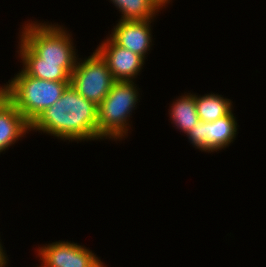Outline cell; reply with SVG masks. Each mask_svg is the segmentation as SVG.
Returning a JSON list of instances; mask_svg holds the SVG:
<instances>
[{"label": "cell", "instance_id": "obj_9", "mask_svg": "<svg viewBox=\"0 0 266 267\" xmlns=\"http://www.w3.org/2000/svg\"><path fill=\"white\" fill-rule=\"evenodd\" d=\"M152 20H119L109 37L117 45L140 55L145 60L152 42Z\"/></svg>", "mask_w": 266, "mask_h": 267}, {"label": "cell", "instance_id": "obj_8", "mask_svg": "<svg viewBox=\"0 0 266 267\" xmlns=\"http://www.w3.org/2000/svg\"><path fill=\"white\" fill-rule=\"evenodd\" d=\"M96 51L107 63L115 81H133L145 62L140 55L117 45L110 37Z\"/></svg>", "mask_w": 266, "mask_h": 267}, {"label": "cell", "instance_id": "obj_2", "mask_svg": "<svg viewBox=\"0 0 266 267\" xmlns=\"http://www.w3.org/2000/svg\"><path fill=\"white\" fill-rule=\"evenodd\" d=\"M8 100L31 124L59 100L70 81H49L27 75L22 69L8 81Z\"/></svg>", "mask_w": 266, "mask_h": 267}, {"label": "cell", "instance_id": "obj_11", "mask_svg": "<svg viewBox=\"0 0 266 267\" xmlns=\"http://www.w3.org/2000/svg\"><path fill=\"white\" fill-rule=\"evenodd\" d=\"M18 53L22 70L29 76L49 81H70V75L58 64L39 63V56L20 38Z\"/></svg>", "mask_w": 266, "mask_h": 267}, {"label": "cell", "instance_id": "obj_5", "mask_svg": "<svg viewBox=\"0 0 266 267\" xmlns=\"http://www.w3.org/2000/svg\"><path fill=\"white\" fill-rule=\"evenodd\" d=\"M114 82L107 63L96 50L87 59L77 61L70 75V85L96 105L108 95Z\"/></svg>", "mask_w": 266, "mask_h": 267}, {"label": "cell", "instance_id": "obj_16", "mask_svg": "<svg viewBox=\"0 0 266 267\" xmlns=\"http://www.w3.org/2000/svg\"><path fill=\"white\" fill-rule=\"evenodd\" d=\"M7 256L5 254V251L3 250V246L1 245L0 242V267H5L6 264H8L7 262Z\"/></svg>", "mask_w": 266, "mask_h": 267}, {"label": "cell", "instance_id": "obj_7", "mask_svg": "<svg viewBox=\"0 0 266 267\" xmlns=\"http://www.w3.org/2000/svg\"><path fill=\"white\" fill-rule=\"evenodd\" d=\"M38 250L41 267H92L99 260L91 250L68 241L46 244Z\"/></svg>", "mask_w": 266, "mask_h": 267}, {"label": "cell", "instance_id": "obj_10", "mask_svg": "<svg viewBox=\"0 0 266 267\" xmlns=\"http://www.w3.org/2000/svg\"><path fill=\"white\" fill-rule=\"evenodd\" d=\"M30 130V123L7 99L0 106V152L15 144Z\"/></svg>", "mask_w": 266, "mask_h": 267}, {"label": "cell", "instance_id": "obj_4", "mask_svg": "<svg viewBox=\"0 0 266 267\" xmlns=\"http://www.w3.org/2000/svg\"><path fill=\"white\" fill-rule=\"evenodd\" d=\"M134 84L133 81H115L98 105V136L101 139L121 140L128 134L127 121L139 100Z\"/></svg>", "mask_w": 266, "mask_h": 267}, {"label": "cell", "instance_id": "obj_13", "mask_svg": "<svg viewBox=\"0 0 266 267\" xmlns=\"http://www.w3.org/2000/svg\"><path fill=\"white\" fill-rule=\"evenodd\" d=\"M170 118L176 127L187 134L198 122L195 94L183 95L175 100L171 106Z\"/></svg>", "mask_w": 266, "mask_h": 267}, {"label": "cell", "instance_id": "obj_3", "mask_svg": "<svg viewBox=\"0 0 266 267\" xmlns=\"http://www.w3.org/2000/svg\"><path fill=\"white\" fill-rule=\"evenodd\" d=\"M32 23L23 26L21 39L39 56V63L61 66L69 75L74 70L77 57L70 34L61 26Z\"/></svg>", "mask_w": 266, "mask_h": 267}, {"label": "cell", "instance_id": "obj_15", "mask_svg": "<svg viewBox=\"0 0 266 267\" xmlns=\"http://www.w3.org/2000/svg\"><path fill=\"white\" fill-rule=\"evenodd\" d=\"M8 99V87L4 84V86H0V106Z\"/></svg>", "mask_w": 266, "mask_h": 267}, {"label": "cell", "instance_id": "obj_17", "mask_svg": "<svg viewBox=\"0 0 266 267\" xmlns=\"http://www.w3.org/2000/svg\"><path fill=\"white\" fill-rule=\"evenodd\" d=\"M92 267H106L103 265V262L101 260H98Z\"/></svg>", "mask_w": 266, "mask_h": 267}, {"label": "cell", "instance_id": "obj_1", "mask_svg": "<svg viewBox=\"0 0 266 267\" xmlns=\"http://www.w3.org/2000/svg\"><path fill=\"white\" fill-rule=\"evenodd\" d=\"M30 130L62 140H98V105L85 99L69 85L62 97L30 124Z\"/></svg>", "mask_w": 266, "mask_h": 267}, {"label": "cell", "instance_id": "obj_14", "mask_svg": "<svg viewBox=\"0 0 266 267\" xmlns=\"http://www.w3.org/2000/svg\"><path fill=\"white\" fill-rule=\"evenodd\" d=\"M121 12L120 20H147L156 17L162 5L156 0H110Z\"/></svg>", "mask_w": 266, "mask_h": 267}, {"label": "cell", "instance_id": "obj_12", "mask_svg": "<svg viewBox=\"0 0 266 267\" xmlns=\"http://www.w3.org/2000/svg\"><path fill=\"white\" fill-rule=\"evenodd\" d=\"M218 94L195 95L196 110L199 120L203 122H213L228 115L232 111L230 99L221 97Z\"/></svg>", "mask_w": 266, "mask_h": 267}, {"label": "cell", "instance_id": "obj_6", "mask_svg": "<svg viewBox=\"0 0 266 267\" xmlns=\"http://www.w3.org/2000/svg\"><path fill=\"white\" fill-rule=\"evenodd\" d=\"M237 129V121L231 111L213 122L198 120L186 135L195 148L205 152H217L233 142Z\"/></svg>", "mask_w": 266, "mask_h": 267}, {"label": "cell", "instance_id": "obj_18", "mask_svg": "<svg viewBox=\"0 0 266 267\" xmlns=\"http://www.w3.org/2000/svg\"><path fill=\"white\" fill-rule=\"evenodd\" d=\"M156 1H158L163 7H165L166 4L170 2V0H156Z\"/></svg>", "mask_w": 266, "mask_h": 267}]
</instances>
